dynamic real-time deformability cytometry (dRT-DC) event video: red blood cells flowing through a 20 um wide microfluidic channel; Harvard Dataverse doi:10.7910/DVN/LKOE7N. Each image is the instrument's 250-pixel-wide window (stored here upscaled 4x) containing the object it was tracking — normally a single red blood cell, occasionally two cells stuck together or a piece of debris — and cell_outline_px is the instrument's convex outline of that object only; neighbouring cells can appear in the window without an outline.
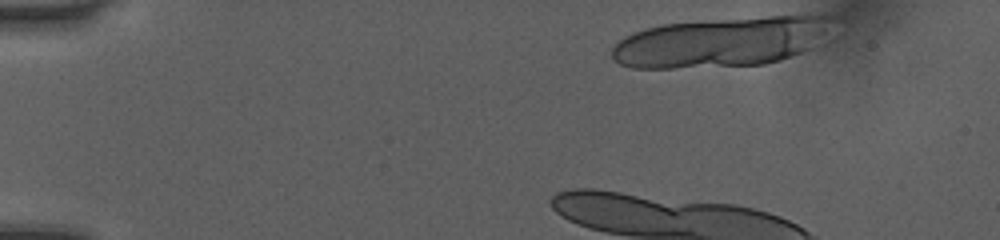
{"species": "human", "species_latin": "Homo sapiens", "temperature_condition": "room temperature", "stored_images_in_passage": 5, "camera_frame_rate_fps": 3000, "um_per_image_px": 0.085, "donor": {"sex": "female"}, "frame": {"image": 1, "passage_image": 1, "time_ms": 0.0, "image_size_px": [1000, 240], "cell_outline_px": [[836, 16], [808, 48], [800, 52], [780, 60], [764, 64], [672, 68], [632, 68], [620, 64], [612, 56], [612, 48], [624, 36], [632, 32], [644, 28], [660, 24], [808, 12], [824, 12]], "centroid_in_image_um": [61.3, 3.52], "position_along_channel_um": 23.7, "area_um2": 64.27}}